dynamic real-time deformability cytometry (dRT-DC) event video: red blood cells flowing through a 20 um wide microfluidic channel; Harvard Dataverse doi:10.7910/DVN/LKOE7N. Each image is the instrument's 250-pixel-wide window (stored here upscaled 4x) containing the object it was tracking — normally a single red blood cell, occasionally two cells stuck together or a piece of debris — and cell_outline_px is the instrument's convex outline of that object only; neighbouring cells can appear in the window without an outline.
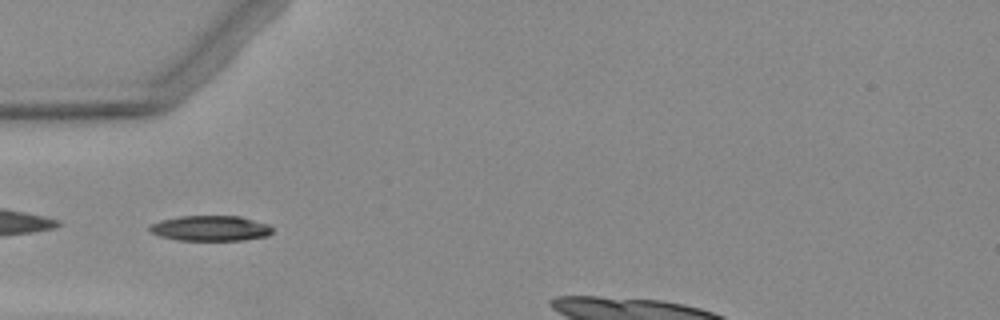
{"species": "Egyptian fruit bat (a non-hibernating species)", "species_latin": "Rousettus aegyptiacus", "temperature_condition": "warm", "stored_images_in_passage": 4, "camera_frame_rate_fps": 3000, "um_per_image_px": 0.085, "animal": {"sex": "female"}, "frame": {"image": 1, "passage_image": 3, "time_ms": 2.333, "image_size_px": [1000, 320], "cell_outline_px": [[272, 232], [268, 236], [244, 240], [176, 240], [160, 236], [148, 232], [148, 228], [152, 224], [164, 220], [180, 216], [240, 216], [268, 224], [272, 228]], "centroid_in_image_um": [17.89, 19.41], "position_along_channel_um": 67.1, "area_um2": 18.09}}
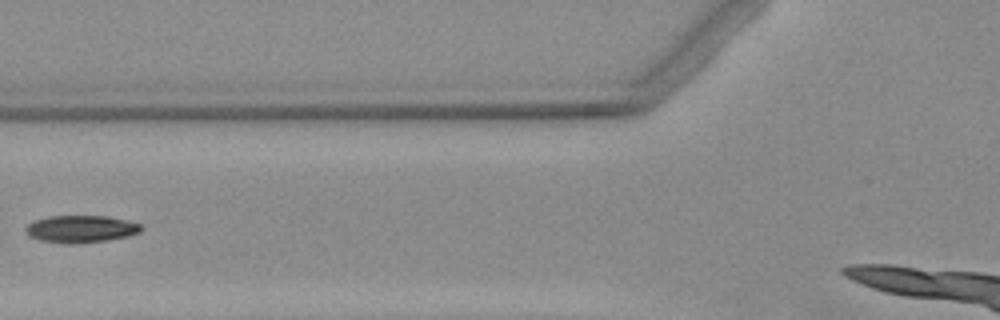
{"frame": {"image": 2, "passage_image": 4, "time_ms": 3.667, "image_size_px": [1000, 320], "cell_outline_px": [[144, 228], [140, 232], [128, 236], [104, 240], [40, 240], [28, 236], [24, 228], [28, 224], [36, 220], [48, 216], [108, 216], [140, 224]], "centroid_in_image_um": [6.9, 19.4], "position_along_channel_um": 118.9, "area_um2": 17.22}}